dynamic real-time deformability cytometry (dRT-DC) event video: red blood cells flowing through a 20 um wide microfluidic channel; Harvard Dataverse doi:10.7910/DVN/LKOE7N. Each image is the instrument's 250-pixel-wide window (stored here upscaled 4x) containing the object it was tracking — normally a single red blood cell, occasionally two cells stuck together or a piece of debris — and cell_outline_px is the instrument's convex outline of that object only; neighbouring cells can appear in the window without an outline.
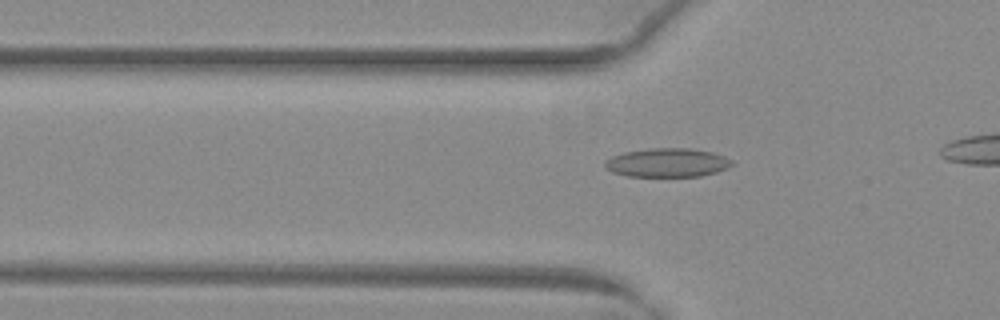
{"species": "common noctule bat (a hibernating species)", "species_latin": "Nyctalus noctula", "temperature_condition": "warm", "stored_images_in_passage": 31, "camera_frame_rate_fps": 3000, "um_per_image_px": 0.085, "animal": {"sex": "female", "body_mass_g": 29.2, "forearm_length_mm": 56.3}, "frame": {"image": 1, "passage_image": 6, "time_ms": 1.667, "image_size_px": [1000, 320], "cell_outline_px": [[732, 164], [728, 168], [716, 172], [700, 176], [628, 176], [612, 172], [604, 168], [604, 160], [612, 156], [624, 152], [648, 148], [692, 148], [712, 152], [724, 156], [732, 160]], "centroid_in_image_um": [56.69, 13.82], "position_along_channel_um": 69.1, "area_um2": 21.44}}
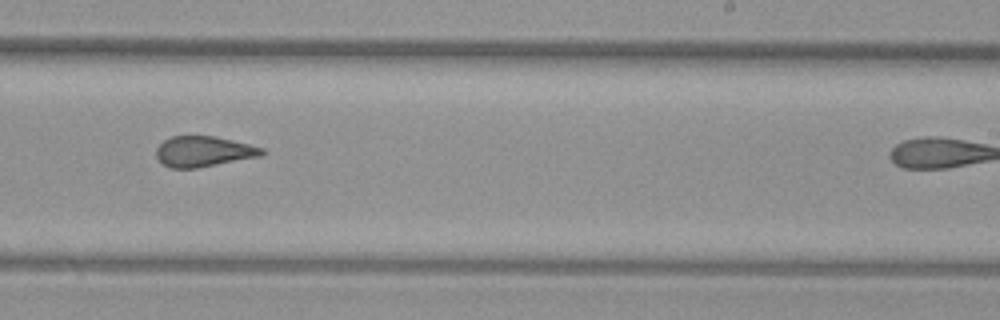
{"frame": {"image": 2, "passage_image": 21, "time_ms": 6.667, "image_size_px": [1000, 320], "cell_outline_px": [[268, 152], [260, 156], [196, 168], [168, 168], [156, 156], [156, 148], [164, 140], [172, 136], [216, 136], [264, 148]], "centroid_in_image_um": [17.31, 12.87], "position_along_channel_um": 271.7, "area_um2": 18.73}}
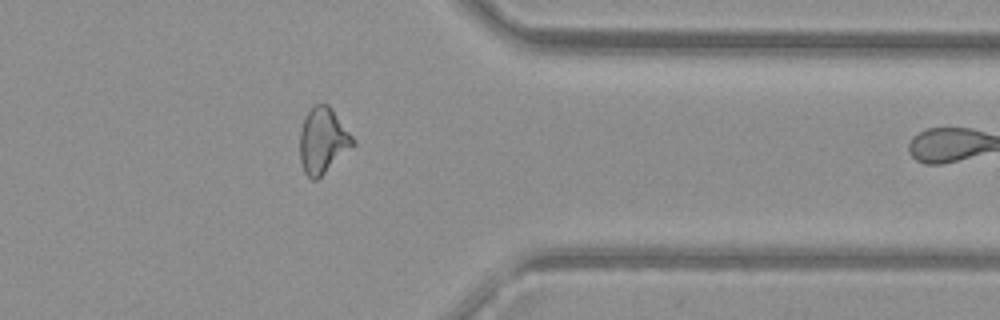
{"frame": {"image": 3, "passage_image": 30, "time_ms": 9.667, "image_size_px": [1000, 320], "cell_outline_px": [[356, 144], [316, 180], [312, 180], [304, 172], [300, 160], [300, 132], [304, 120], [308, 112], [316, 104], [328, 104], [332, 108], [356, 140]], "centroid_in_image_um": [27.46, 11.95], "position_along_channel_um": 383.9, "area_um2": 20.17}}